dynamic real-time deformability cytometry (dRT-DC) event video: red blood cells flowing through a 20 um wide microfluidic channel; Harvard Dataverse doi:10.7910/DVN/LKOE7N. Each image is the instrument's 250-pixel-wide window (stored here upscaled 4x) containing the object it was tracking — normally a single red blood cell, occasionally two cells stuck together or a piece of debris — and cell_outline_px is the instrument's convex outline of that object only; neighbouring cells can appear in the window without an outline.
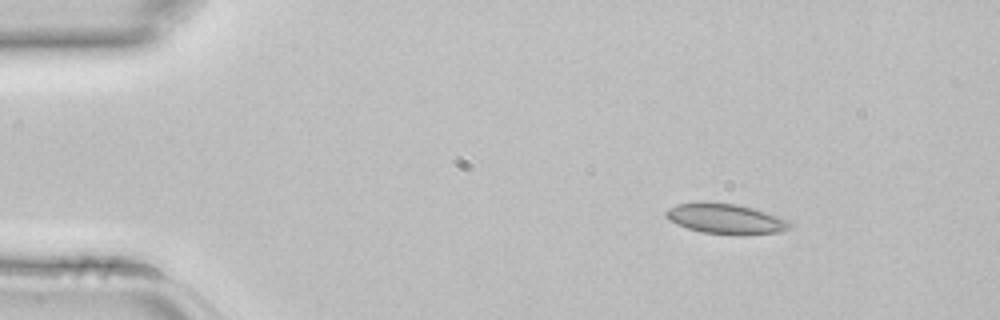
{"species": "common noctule bat (a hibernating species)", "species_latin": "Nyctalus noctula", "temperature_condition": "room temperature", "stored_images_in_passage": 3, "segment_of_instrument_passage": [1, 2], "camera_frame_rate_fps": 3000, "um_per_image_px": 0.085, "animal": {"sex": "female", "body_mass_g": 22.7, "forearm_length_mm": 54.2}, "frame": {"image": 1, "passage_image": 1, "time_ms": 0.0, "image_size_px": [1000, 320], "cell_outline_px": [[792, 228], [780, 232], [740, 236], [704, 232], [688, 228], [676, 224], [668, 220], [664, 216], [664, 212], [668, 208], [676, 204], [736, 204], [752, 208], [788, 220], [792, 224]], "centroid_in_image_um": [61.71, 18.64], "position_along_channel_um": 23.3, "area_um2": 21.44}}